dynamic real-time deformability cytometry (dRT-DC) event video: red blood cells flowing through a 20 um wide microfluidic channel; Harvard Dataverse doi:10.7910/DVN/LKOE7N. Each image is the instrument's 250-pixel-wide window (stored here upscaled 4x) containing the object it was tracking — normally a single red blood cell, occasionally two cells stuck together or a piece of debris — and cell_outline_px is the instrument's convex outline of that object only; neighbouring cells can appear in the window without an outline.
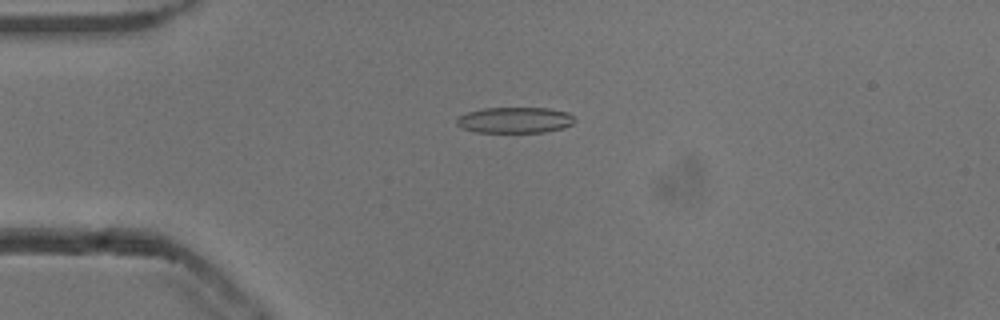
{"species": "common noctule bat (a hibernating species)", "species_latin": "Nyctalus noctula", "temperature_condition": "cold", "stored_images_in_passage": 53, "camera_frame_rate_fps": 3000, "um_per_image_px": 0.085, "animal": {"sex": "male", "body_mass_g": 13.3}, "frame": {"image": 1, "passage_image": 13, "time_ms": 4.0, "image_size_px": [1000, 320], "cell_outline_px": [[576, 120], [572, 124], [564, 128], [544, 132], [476, 132], [460, 128], [456, 124], [456, 120], [460, 116], [468, 112], [484, 108], [548, 108], [568, 112]], "centroid_in_image_um": [43.77, 10.21], "position_along_channel_um": 41.2, "area_um2": 17.86}}
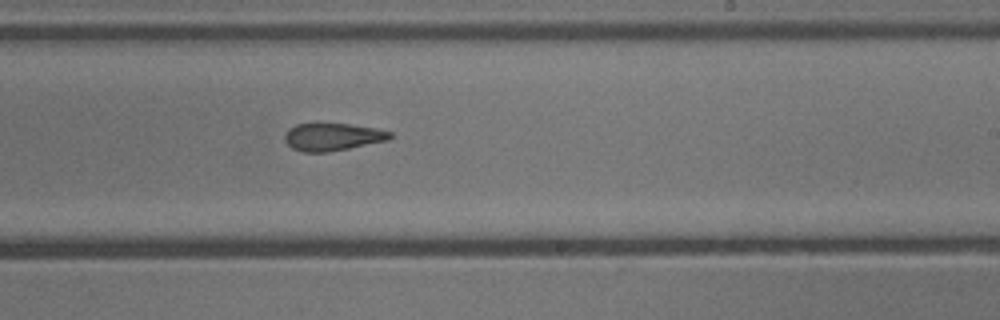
{"frame": {"image": 2, "passage_image": 32, "time_ms": 10.333, "image_size_px": [1000, 320], "cell_outline_px": [[392, 136], [388, 140], [328, 152], [304, 152], [292, 148], [284, 140], [284, 136], [288, 128], [296, 124], [348, 124], [372, 128], [392, 132]], "centroid_in_image_um": [28.22, 11.64], "position_along_channel_um": 260.8, "area_um2": 16.65}}
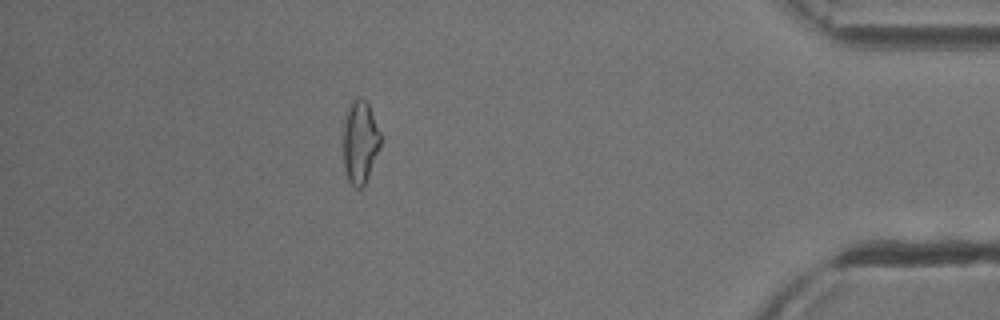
{"frame": {"image": 3, "passage_image": 47, "time_ms": 15.333, "image_size_px": [1000, 320], "cell_outline_px": [[380, 148], [368, 176], [364, 184], [360, 188], [356, 188], [348, 180], [344, 168], [344, 116], [352, 100], [356, 96], [360, 96], [368, 104], [380, 132]], "centroid_in_image_um": [30.6, 12.04], "position_along_channel_um": 404.6, "area_um2": 17.86}, "authors_computed_cell_mechanics": {"area_um2": 18.1492, "velocity_mm_per_s": 3.8633, "shape_relaxation_time_tau1_ms": null, "shape_relaxation_time_tau2_ms": 4.6519, "deformation_change_tau1": null, "deformation_change_tau2": 0.1466}}